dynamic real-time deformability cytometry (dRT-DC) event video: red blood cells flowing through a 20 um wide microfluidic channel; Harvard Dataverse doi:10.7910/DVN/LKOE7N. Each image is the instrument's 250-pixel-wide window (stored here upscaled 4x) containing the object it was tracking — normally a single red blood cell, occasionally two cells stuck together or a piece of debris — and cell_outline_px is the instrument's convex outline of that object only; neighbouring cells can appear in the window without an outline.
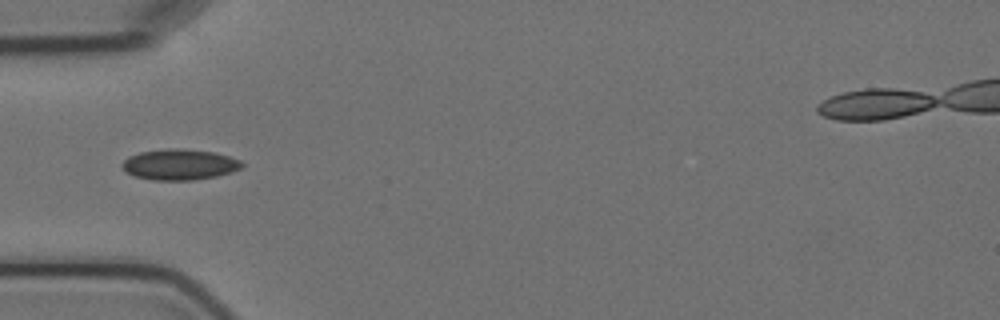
{"species": "Egyptian fruit bat (a non-hibernating species)", "species_latin": "Rousettus aegyptiacus", "temperature_condition": "cold", "stored_images_in_passage": 8, "camera_frame_rate_fps": 3000, "um_per_image_px": 0.085, "animal": {"sex": "female"}, "frame": {"image": 1, "passage_image": 5, "time_ms": 4.667, "image_size_px": [1000, 320], "cell_outline_px": [[244, 168], [232, 172], [216, 176], [192, 180], [152, 180], [136, 176], [124, 172], [120, 164], [128, 156], [140, 152], [168, 148], [176, 148], [212, 152], [228, 156], [240, 160], [244, 164]], "centroid_in_image_um": [15.25, 13.99], "position_along_channel_um": 69.8, "area_um2": 21.56}}
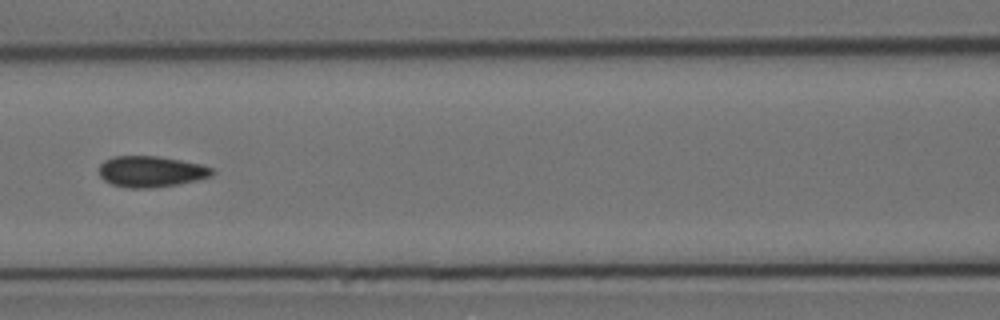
{"frame": {"image": 2, "passage_image": 7, "time_ms": 7.0, "image_size_px": [1000, 320], "cell_outline_px": [[216, 172], [212, 176], [196, 180], [176, 184], [152, 188], [128, 188], [112, 184], [104, 180], [100, 176], [100, 164], [104, 160], [112, 156], [156, 156], [180, 160], [200, 164], [212, 168]], "centroid_in_image_um": [12.83, 14.58], "position_along_channel_um": 153.8, "area_um2": 20.4}}
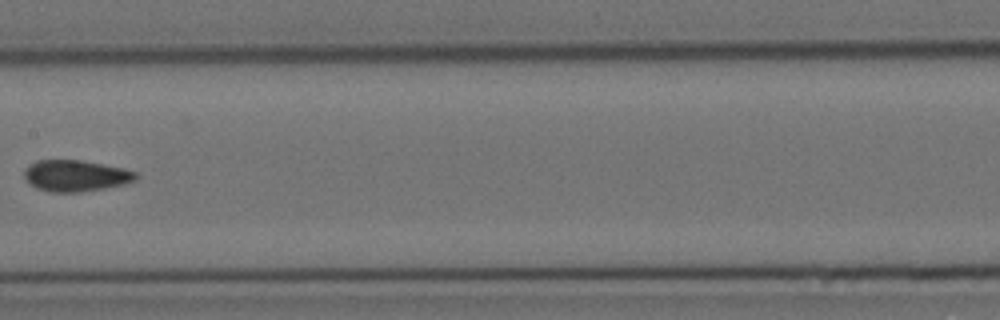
{"frame": {"image": 3, "passage_image": 8, "time_ms": 8.333, "image_size_px": [1000, 320], "cell_outline_px": [[140, 176], [136, 180], [124, 184], [104, 188], [80, 192], [52, 192], [36, 188], [24, 176], [24, 168], [28, 164], [36, 160], [80, 160], [124, 168], [136, 172]], "centroid_in_image_um": [6.44, 14.93], "position_along_channel_um": 201.0, "area_um2": 20.4}}